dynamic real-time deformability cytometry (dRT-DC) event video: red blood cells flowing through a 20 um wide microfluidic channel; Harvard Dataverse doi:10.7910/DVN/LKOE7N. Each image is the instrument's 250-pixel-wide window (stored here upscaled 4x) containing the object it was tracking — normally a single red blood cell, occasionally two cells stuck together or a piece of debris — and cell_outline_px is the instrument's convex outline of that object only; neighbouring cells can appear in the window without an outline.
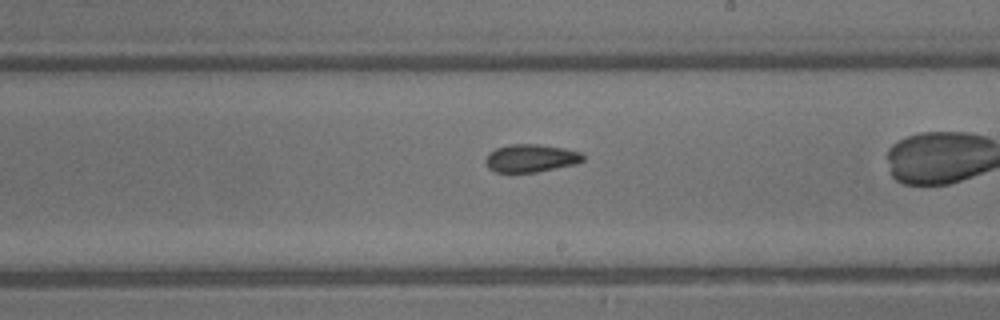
{"species": "common noctule bat (a hibernating species)", "species_latin": "Nyctalus noctula", "temperature_condition": "warm", "stored_images_in_passage": 28, "camera_frame_rate_fps": 3000, "um_per_image_px": 0.085, "animal": {"sex": "male", "body_mass_g": 13.3}, "frame": {"image": 1, "passage_image": 20, "time_ms": 6.333, "image_size_px": [1000, 320], "cell_outline_px": [[584, 160], [576, 164], [536, 172], [496, 172], [488, 168], [484, 160], [488, 152], [496, 148], [508, 144], [536, 144], [564, 148], [580, 152], [584, 156]], "centroid_in_image_um": [45.09, 13.44], "position_along_channel_um": 243.9, "area_um2": 15.9}}